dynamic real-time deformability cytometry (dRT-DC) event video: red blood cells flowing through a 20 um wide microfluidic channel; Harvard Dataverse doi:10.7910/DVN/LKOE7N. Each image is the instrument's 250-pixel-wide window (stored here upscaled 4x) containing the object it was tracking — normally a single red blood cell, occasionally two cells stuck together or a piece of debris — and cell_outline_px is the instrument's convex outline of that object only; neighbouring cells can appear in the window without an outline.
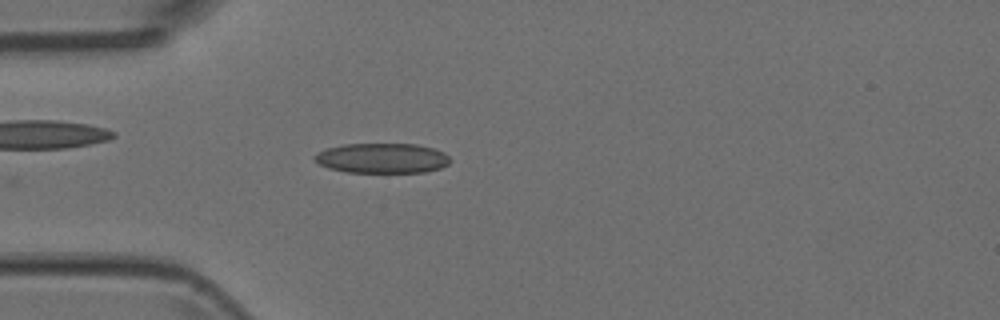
{"species": "Egyptian fruit bat (a non-hibernating species)", "species_latin": "Rousettus aegyptiacus", "temperature_condition": "room temperature", "stored_images_in_passage": 6, "camera_frame_rate_fps": 3000, "um_per_image_px": 0.085, "animal": {"sex": "female"}, "frame": {"image": 1, "passage_image": 6, "time_ms": 1.667, "image_size_px": [1000, 320], "cell_outline_px": [[448, 164], [440, 168], [424, 172], [344, 172], [328, 168], [312, 160], [312, 156], [316, 152], [328, 148], [344, 144], [416, 144], [432, 148], [444, 152], [448, 156]], "centroid_in_image_um": [32.42, 13.44], "position_along_channel_um": 52.6, "area_um2": 23.7}}